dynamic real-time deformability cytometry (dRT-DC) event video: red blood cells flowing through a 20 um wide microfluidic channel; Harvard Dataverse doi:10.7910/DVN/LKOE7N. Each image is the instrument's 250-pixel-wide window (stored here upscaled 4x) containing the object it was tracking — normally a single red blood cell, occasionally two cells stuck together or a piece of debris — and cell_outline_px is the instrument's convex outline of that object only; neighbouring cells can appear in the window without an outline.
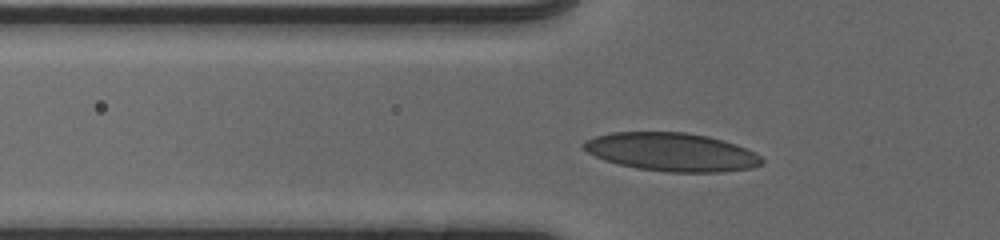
{"species": "human", "species_latin": "Homo sapiens", "temperature_condition": "cold", "stored_images_in_passage": 35, "camera_frame_rate_fps": 3000, "um_per_image_px": 0.085, "donor": {"sex": "male"}, "frame": {"image": 1, "passage_image": 2, "time_ms": 0.333, "image_size_px": [1000, 240], "cell_outline_px": [[764, 160], [760, 164], [752, 168], [724, 172], [668, 172], [636, 168], [604, 160], [588, 152], [584, 148], [584, 140], [596, 136], [612, 132], [684, 132], [708, 136], [724, 140], [736, 144], [756, 152]], "centroid_in_image_um": [57.12, 12.92], "position_along_channel_um": 68.7, "area_um2": 39.82}}
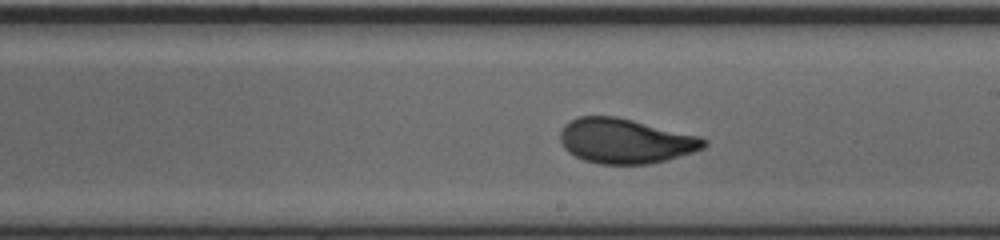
{"frame": {"image": 2, "passage_image": 15, "time_ms": 4.667, "image_size_px": [1000, 240], "cell_outline_px": [[708, 144], [704, 148], [692, 152], [652, 164], [600, 164], [584, 160], [568, 152], [564, 148], [560, 140], [560, 132], [564, 124], [580, 116], [616, 116], [700, 136], [708, 140]], "centroid_in_image_um": [53.16, 11.98], "position_along_channel_um": 235.8, "area_um2": 37.57}}
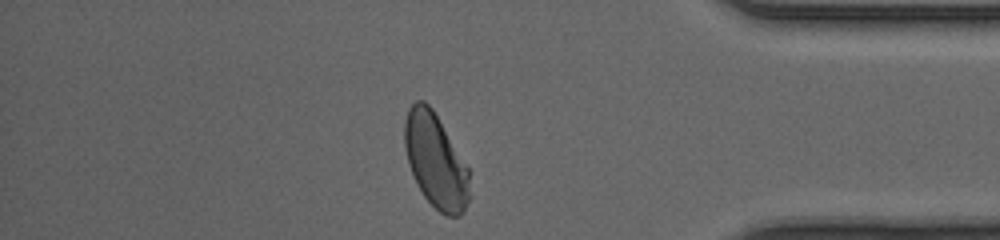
{"frame": {"image": 3, "passage_image": 29, "time_ms": 9.333, "image_size_px": [1000, 240], "cell_outline_px": [[472, 196], [464, 212], [460, 216], [448, 216], [440, 212], [424, 196], [416, 184], [408, 164], [404, 144], [404, 120], [408, 108], [416, 100], [424, 100], [432, 108], [468, 168]], "centroid_in_image_um": [37.03, 13.69], "position_along_channel_um": 398.2, "area_um2": 35.89}}